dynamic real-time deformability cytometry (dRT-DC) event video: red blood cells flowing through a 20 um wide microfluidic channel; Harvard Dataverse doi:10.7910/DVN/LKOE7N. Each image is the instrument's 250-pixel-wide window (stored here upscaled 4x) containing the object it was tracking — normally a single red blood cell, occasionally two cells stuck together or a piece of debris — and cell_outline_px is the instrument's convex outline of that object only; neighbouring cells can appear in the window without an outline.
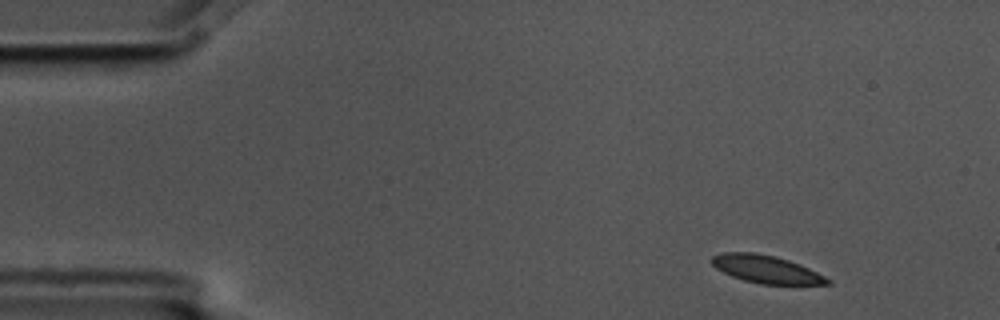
{"species": "common noctule bat (a hibernating species)", "species_latin": "Nyctalus noctula", "temperature_condition": "cold", "stored_images_in_passage": 6, "camera_frame_rate_fps": 3000, "um_per_image_px": 0.085, "animal": {"sex": "male", "body_mass_g": 17.5, "forearm_length_mm": 52.3}, "frame": {"image": 1, "passage_image": 1, "time_ms": 0.0, "image_size_px": [1000, 320], "cell_outline_px": [[832, 284], [760, 284], [744, 280], [732, 276], [716, 268], [708, 260], [712, 256], [724, 252], [756, 252], [788, 260], [800, 264], [832, 280]], "centroid_in_image_um": [65.1, 22.88], "position_along_channel_um": 19.9, "area_um2": 18.61}}
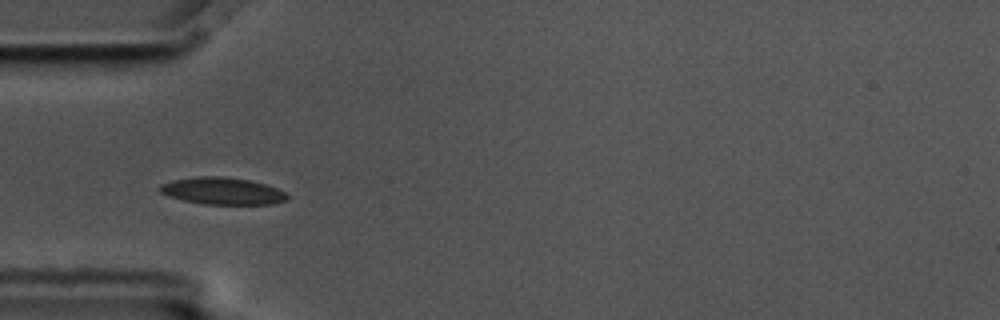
{"frame": {"image": 2, "passage_image": 4, "time_ms": 1.0, "image_size_px": [1000, 320], "cell_outline_px": [[288, 200], [272, 204], [204, 204], [184, 200], [168, 196], [160, 192], [156, 188], [160, 184], [176, 180], [196, 176], [224, 176], [248, 180], [264, 184], [276, 188], [284, 192], [288, 196]], "centroid_in_image_um": [18.88, 16.23], "position_along_channel_um": 66.1, "area_um2": 20.0}}